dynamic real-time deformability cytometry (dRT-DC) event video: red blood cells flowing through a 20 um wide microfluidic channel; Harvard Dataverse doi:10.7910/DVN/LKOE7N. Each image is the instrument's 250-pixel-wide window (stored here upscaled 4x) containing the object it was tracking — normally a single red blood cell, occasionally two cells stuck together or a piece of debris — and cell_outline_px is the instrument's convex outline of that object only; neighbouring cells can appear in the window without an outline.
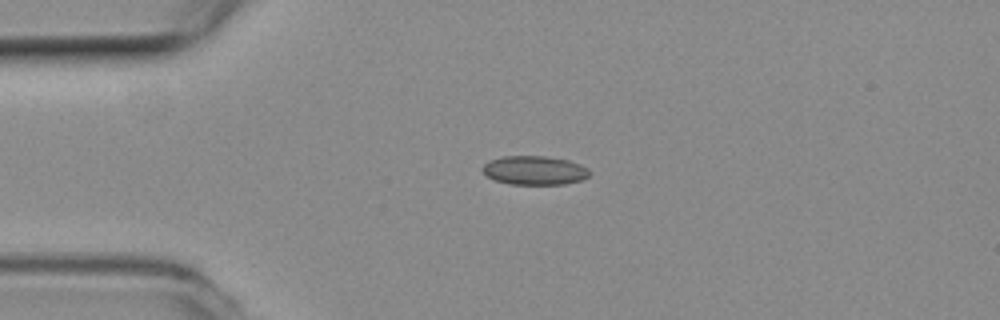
{"species": "common noctule bat (a hibernating species)", "species_latin": "Nyctalus noctula", "temperature_condition": "room temperature", "stored_images_in_passage": 42, "camera_frame_rate_fps": 3000, "um_per_image_px": 0.085, "animal": {"sex": "female", "body_mass_g": 19.3, "forearm_length_mm": 54.1}, "frame": {"image": 1, "passage_image": 1, "time_ms": 0.0, "image_size_px": [1000, 320], "cell_outline_px": [[588, 176], [580, 180], [564, 184], [508, 184], [496, 180], [488, 176], [480, 168], [488, 160], [504, 156], [544, 156], [568, 160], [580, 164], [588, 168]], "centroid_in_image_um": [45.4, 14.47], "position_along_channel_um": 39.6, "area_um2": 17.92}}
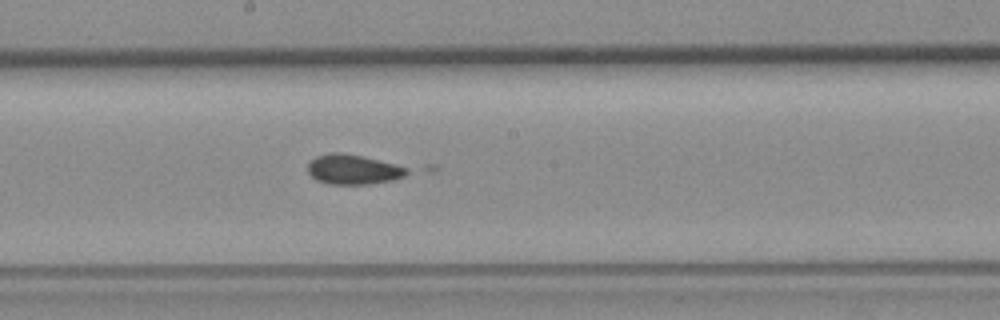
{"frame": {"image": 2, "passage_image": 17, "time_ms": 5.333, "image_size_px": [1000, 320], "cell_outline_px": [[440, 168], [436, 172], [396, 180], [368, 184], [328, 184], [316, 180], [308, 172], [308, 164], [316, 156], [332, 152], [340, 152], [436, 164]], "centroid_in_image_um": [30.97, 14.35], "position_along_channel_um": 217.2, "area_um2": 21.5}}
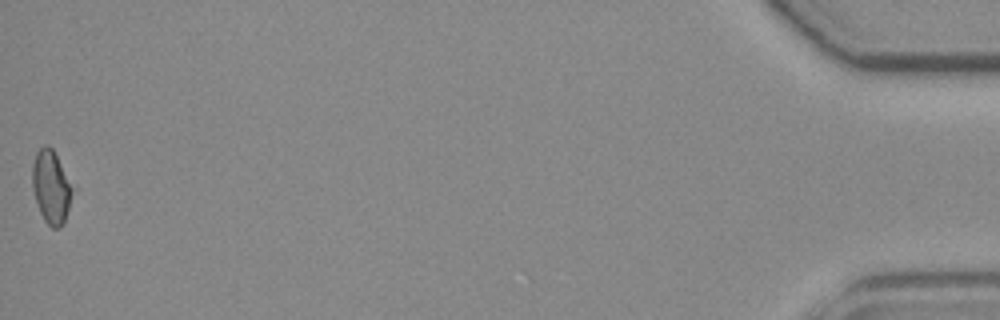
{"frame": {"image": 3, "passage_image": 42, "time_ms": 13.667, "image_size_px": [1000, 320], "cell_outline_px": [[72, 192], [64, 224], [60, 228], [52, 228], [44, 220], [40, 212], [32, 188], [32, 164], [36, 152], [44, 144], [48, 144], [52, 148], [72, 188]], "centroid_in_image_um": [4.31, 15.9], "position_along_channel_um": 430.9, "area_um2": 16.7}}